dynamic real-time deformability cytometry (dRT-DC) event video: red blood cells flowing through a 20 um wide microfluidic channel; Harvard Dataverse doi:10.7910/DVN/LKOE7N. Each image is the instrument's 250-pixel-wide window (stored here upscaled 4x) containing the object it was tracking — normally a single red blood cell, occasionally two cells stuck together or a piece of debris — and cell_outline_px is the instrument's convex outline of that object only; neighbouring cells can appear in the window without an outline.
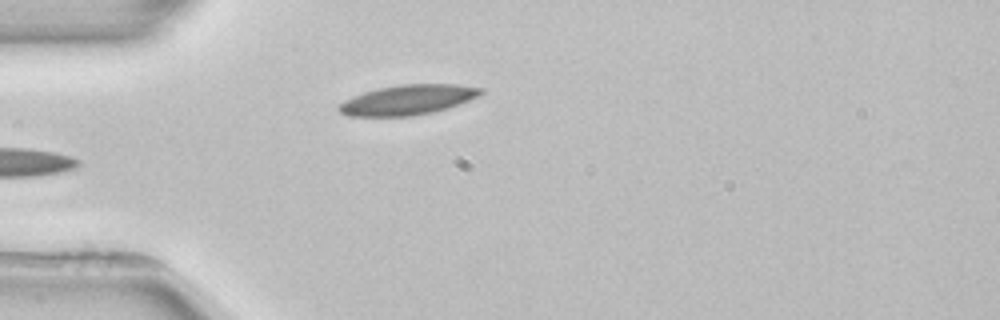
{"species": "common noctule bat (a hibernating species)", "species_latin": "Nyctalus noctula", "temperature_condition": "room temperature", "stored_images_in_passage": 3, "camera_frame_rate_fps": 3000, "um_per_image_px": 0.085, "animal": {"sex": "female", "body_mass_g": 22.7, "forearm_length_mm": 54.2}, "frame": {"image": 1, "passage_image": 3, "time_ms": 4.0, "image_size_px": [1000, 320], "cell_outline_px": [[484, 92], [468, 100], [432, 112], [412, 116], [348, 116], [340, 112], [336, 108], [344, 100], [364, 92], [380, 88], [400, 84], [456, 84], [484, 88]], "centroid_in_image_um": [34.63, 8.48], "position_along_channel_um": 50.4, "area_um2": 24.45}}